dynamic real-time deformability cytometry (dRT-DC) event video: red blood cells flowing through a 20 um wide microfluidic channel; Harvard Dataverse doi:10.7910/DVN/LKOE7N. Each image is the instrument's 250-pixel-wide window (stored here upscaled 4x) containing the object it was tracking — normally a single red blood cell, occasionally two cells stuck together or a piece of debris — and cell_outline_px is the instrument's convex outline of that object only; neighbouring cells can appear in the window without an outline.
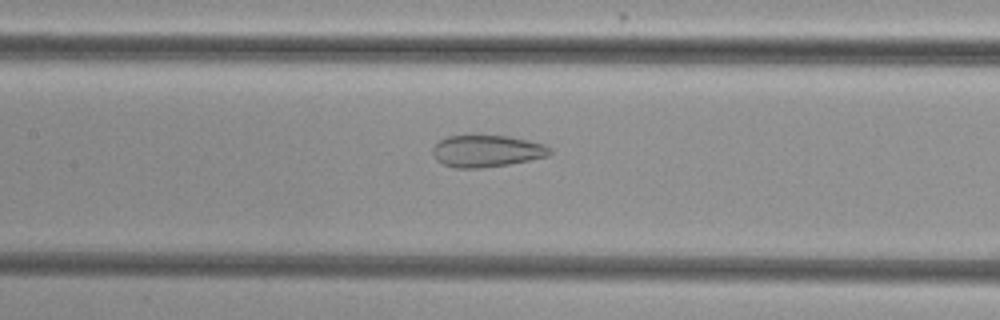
{"species": "common noctule bat (a hibernating species)", "species_latin": "Nyctalus noctula", "temperature_condition": "cold", "stored_images_in_passage": 45, "camera_frame_rate_fps": 3000, "um_per_image_px": 0.085, "animal": {"sex": "female", "body_mass_g": 29.2, "forearm_length_mm": 56.3}, "frame": {"image": 1, "passage_image": 17, "time_ms": 5.333, "image_size_px": [1000, 320], "cell_outline_px": [[552, 152], [548, 156], [508, 164], [480, 168], [456, 168], [444, 164], [436, 160], [432, 152], [432, 148], [440, 140], [448, 136], [508, 136], [528, 140], [544, 144], [552, 148]], "centroid_in_image_um": [41.38, 12.84], "position_along_channel_um": 166.0, "area_um2": 21.62}}
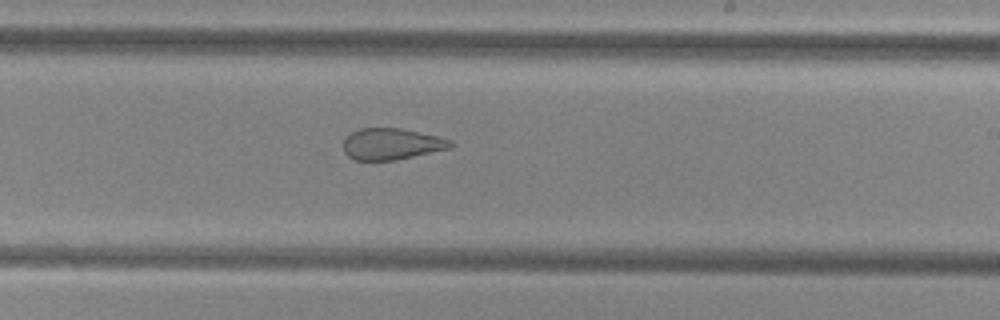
{"frame": {"image": 2, "passage_image": 24, "time_ms": 7.667, "image_size_px": [1000, 320], "cell_outline_px": [[456, 144], [452, 148], [396, 160], [356, 160], [348, 156], [344, 152], [344, 136], [360, 128], [400, 128], [436, 136], [452, 140]], "centroid_in_image_um": [33.3, 12.24], "position_along_channel_um": 255.7, "area_um2": 19.71}}
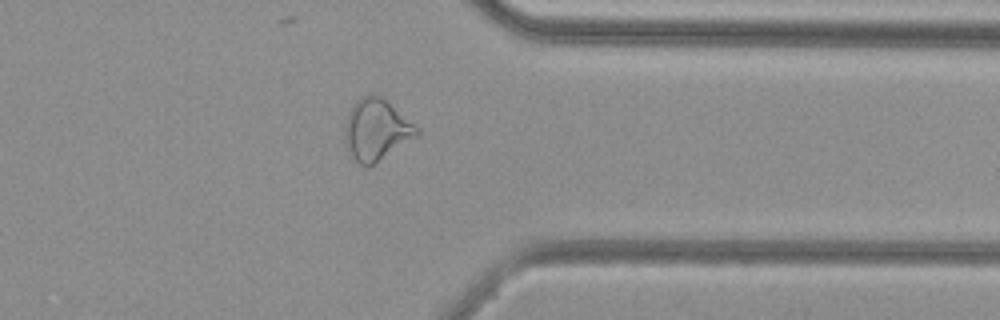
{"frame": {"image": 3, "passage_image": 34, "time_ms": 11.0, "image_size_px": [1000, 320], "cell_outline_px": [[420, 132], [416, 136], [372, 164], [364, 168], [352, 156], [344, 140], [344, 124], [348, 112], [356, 100], [360, 96], [380, 96], [420, 128]], "centroid_in_image_um": [31.95, 11.02], "position_along_channel_um": 379.4, "area_um2": 25.14}, "authors_computed_cell_mechanics": {"area_um2": 25.8366, "velocity_mm_per_s": 3.8617, "shape_relaxation_time_tau1_ms": null, "shape_relaxation_time_tau2_ms": 1.8432, "deformation_change_tau1": null, "deformation_change_tau2": 0.0959}}